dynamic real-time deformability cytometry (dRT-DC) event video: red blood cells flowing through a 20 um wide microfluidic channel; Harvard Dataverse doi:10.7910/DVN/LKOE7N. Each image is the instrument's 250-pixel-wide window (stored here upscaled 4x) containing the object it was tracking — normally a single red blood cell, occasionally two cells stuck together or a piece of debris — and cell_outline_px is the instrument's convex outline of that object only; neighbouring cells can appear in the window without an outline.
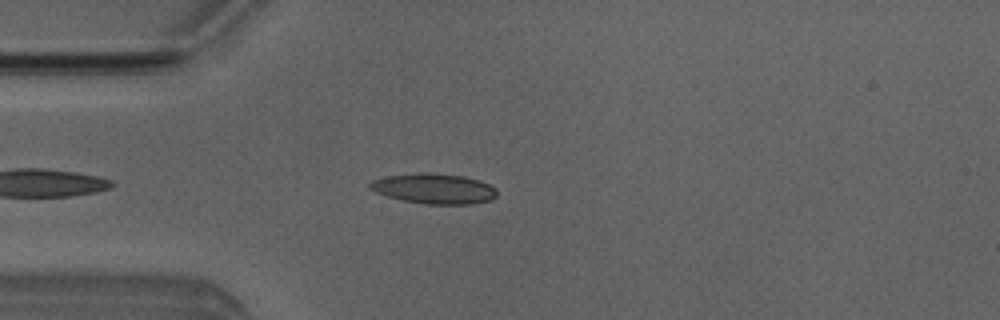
{"species": "Egyptian fruit bat (a non-hibernating species)", "species_latin": "Rousettus aegyptiacus", "temperature_condition": "room temperature", "stored_images_in_passage": 4, "camera_frame_rate_fps": 3000, "um_per_image_px": 0.085, "animal": {"sex": "male"}, "frame": {"image": 1, "passage_image": 4, "time_ms": 3.0, "image_size_px": [1000, 320], "cell_outline_px": [[496, 196], [492, 200], [472, 204], [424, 204], [404, 200], [388, 196], [376, 192], [368, 188], [368, 184], [372, 180], [388, 176], [464, 176], [488, 184], [496, 188]], "centroid_in_image_um": [36.93, 16.1], "position_along_channel_um": 48.1, "area_um2": 21.1}}